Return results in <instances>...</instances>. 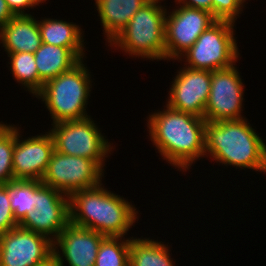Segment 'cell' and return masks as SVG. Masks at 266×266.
I'll return each mask as SVG.
<instances>
[{
  "label": "cell",
  "mask_w": 266,
  "mask_h": 266,
  "mask_svg": "<svg viewBox=\"0 0 266 266\" xmlns=\"http://www.w3.org/2000/svg\"><path fill=\"white\" fill-rule=\"evenodd\" d=\"M165 107L149 115V136L163 159L185 172L205 157L206 120Z\"/></svg>",
  "instance_id": "obj_1"
},
{
  "label": "cell",
  "mask_w": 266,
  "mask_h": 266,
  "mask_svg": "<svg viewBox=\"0 0 266 266\" xmlns=\"http://www.w3.org/2000/svg\"><path fill=\"white\" fill-rule=\"evenodd\" d=\"M100 185L69 197L70 223L104 236L124 237L138 219L135 207Z\"/></svg>",
  "instance_id": "obj_2"
},
{
  "label": "cell",
  "mask_w": 266,
  "mask_h": 266,
  "mask_svg": "<svg viewBox=\"0 0 266 266\" xmlns=\"http://www.w3.org/2000/svg\"><path fill=\"white\" fill-rule=\"evenodd\" d=\"M247 119L206 121L205 155L216 162L266 173V145Z\"/></svg>",
  "instance_id": "obj_3"
},
{
  "label": "cell",
  "mask_w": 266,
  "mask_h": 266,
  "mask_svg": "<svg viewBox=\"0 0 266 266\" xmlns=\"http://www.w3.org/2000/svg\"><path fill=\"white\" fill-rule=\"evenodd\" d=\"M160 1L149 0L108 45L150 60H165V20L168 14ZM113 44V45H112Z\"/></svg>",
  "instance_id": "obj_4"
},
{
  "label": "cell",
  "mask_w": 266,
  "mask_h": 266,
  "mask_svg": "<svg viewBox=\"0 0 266 266\" xmlns=\"http://www.w3.org/2000/svg\"><path fill=\"white\" fill-rule=\"evenodd\" d=\"M81 60L71 70L43 84L36 95L50 112L53 124L88 117L87 102L92 82L90 72Z\"/></svg>",
  "instance_id": "obj_5"
},
{
  "label": "cell",
  "mask_w": 266,
  "mask_h": 266,
  "mask_svg": "<svg viewBox=\"0 0 266 266\" xmlns=\"http://www.w3.org/2000/svg\"><path fill=\"white\" fill-rule=\"evenodd\" d=\"M234 24L228 20H217L206 29L181 56L183 60L185 57L186 67L215 71L234 65L239 57Z\"/></svg>",
  "instance_id": "obj_6"
},
{
  "label": "cell",
  "mask_w": 266,
  "mask_h": 266,
  "mask_svg": "<svg viewBox=\"0 0 266 266\" xmlns=\"http://www.w3.org/2000/svg\"><path fill=\"white\" fill-rule=\"evenodd\" d=\"M95 124L90 116L52 124L53 128L49 133L52 135L55 151L89 158L104 170L105 158L114 148Z\"/></svg>",
  "instance_id": "obj_7"
},
{
  "label": "cell",
  "mask_w": 266,
  "mask_h": 266,
  "mask_svg": "<svg viewBox=\"0 0 266 266\" xmlns=\"http://www.w3.org/2000/svg\"><path fill=\"white\" fill-rule=\"evenodd\" d=\"M103 169L93 160L53 151L41 182L70 197L102 183Z\"/></svg>",
  "instance_id": "obj_8"
},
{
  "label": "cell",
  "mask_w": 266,
  "mask_h": 266,
  "mask_svg": "<svg viewBox=\"0 0 266 266\" xmlns=\"http://www.w3.org/2000/svg\"><path fill=\"white\" fill-rule=\"evenodd\" d=\"M70 223L69 197L36 180L35 206L18 224L55 241Z\"/></svg>",
  "instance_id": "obj_9"
},
{
  "label": "cell",
  "mask_w": 266,
  "mask_h": 266,
  "mask_svg": "<svg viewBox=\"0 0 266 266\" xmlns=\"http://www.w3.org/2000/svg\"><path fill=\"white\" fill-rule=\"evenodd\" d=\"M180 6V7H179ZM165 20V60L181 56L217 19L211 12L179 4Z\"/></svg>",
  "instance_id": "obj_10"
},
{
  "label": "cell",
  "mask_w": 266,
  "mask_h": 266,
  "mask_svg": "<svg viewBox=\"0 0 266 266\" xmlns=\"http://www.w3.org/2000/svg\"><path fill=\"white\" fill-rule=\"evenodd\" d=\"M53 241L19 226L0 235V266H44L54 259Z\"/></svg>",
  "instance_id": "obj_11"
},
{
  "label": "cell",
  "mask_w": 266,
  "mask_h": 266,
  "mask_svg": "<svg viewBox=\"0 0 266 266\" xmlns=\"http://www.w3.org/2000/svg\"><path fill=\"white\" fill-rule=\"evenodd\" d=\"M244 85L236 64L211 71V88L204 119L209 122L244 119L241 115Z\"/></svg>",
  "instance_id": "obj_12"
},
{
  "label": "cell",
  "mask_w": 266,
  "mask_h": 266,
  "mask_svg": "<svg viewBox=\"0 0 266 266\" xmlns=\"http://www.w3.org/2000/svg\"><path fill=\"white\" fill-rule=\"evenodd\" d=\"M177 73L166 105L177 111L204 118L211 88V71L185 66Z\"/></svg>",
  "instance_id": "obj_13"
},
{
  "label": "cell",
  "mask_w": 266,
  "mask_h": 266,
  "mask_svg": "<svg viewBox=\"0 0 266 266\" xmlns=\"http://www.w3.org/2000/svg\"><path fill=\"white\" fill-rule=\"evenodd\" d=\"M19 129L13 150L14 180L41 181L54 149V141L49 132L20 140Z\"/></svg>",
  "instance_id": "obj_14"
},
{
  "label": "cell",
  "mask_w": 266,
  "mask_h": 266,
  "mask_svg": "<svg viewBox=\"0 0 266 266\" xmlns=\"http://www.w3.org/2000/svg\"><path fill=\"white\" fill-rule=\"evenodd\" d=\"M104 237L101 233L69 223L53 242V260L57 266H64L65 259L69 266H95Z\"/></svg>",
  "instance_id": "obj_15"
},
{
  "label": "cell",
  "mask_w": 266,
  "mask_h": 266,
  "mask_svg": "<svg viewBox=\"0 0 266 266\" xmlns=\"http://www.w3.org/2000/svg\"><path fill=\"white\" fill-rule=\"evenodd\" d=\"M0 41L8 54H34L42 44L38 21L32 15L14 16L0 28Z\"/></svg>",
  "instance_id": "obj_16"
},
{
  "label": "cell",
  "mask_w": 266,
  "mask_h": 266,
  "mask_svg": "<svg viewBox=\"0 0 266 266\" xmlns=\"http://www.w3.org/2000/svg\"><path fill=\"white\" fill-rule=\"evenodd\" d=\"M149 0H95L106 41L111 43Z\"/></svg>",
  "instance_id": "obj_17"
},
{
  "label": "cell",
  "mask_w": 266,
  "mask_h": 266,
  "mask_svg": "<svg viewBox=\"0 0 266 266\" xmlns=\"http://www.w3.org/2000/svg\"><path fill=\"white\" fill-rule=\"evenodd\" d=\"M41 40L45 44L69 48L80 60L84 57L82 29L73 22L45 18L38 20Z\"/></svg>",
  "instance_id": "obj_18"
},
{
  "label": "cell",
  "mask_w": 266,
  "mask_h": 266,
  "mask_svg": "<svg viewBox=\"0 0 266 266\" xmlns=\"http://www.w3.org/2000/svg\"><path fill=\"white\" fill-rule=\"evenodd\" d=\"M34 57L39 80L43 84L61 73L71 70L81 61L69 48L43 42L34 52Z\"/></svg>",
  "instance_id": "obj_19"
},
{
  "label": "cell",
  "mask_w": 266,
  "mask_h": 266,
  "mask_svg": "<svg viewBox=\"0 0 266 266\" xmlns=\"http://www.w3.org/2000/svg\"><path fill=\"white\" fill-rule=\"evenodd\" d=\"M169 251L163 242L131 237L129 266H174Z\"/></svg>",
  "instance_id": "obj_20"
},
{
  "label": "cell",
  "mask_w": 266,
  "mask_h": 266,
  "mask_svg": "<svg viewBox=\"0 0 266 266\" xmlns=\"http://www.w3.org/2000/svg\"><path fill=\"white\" fill-rule=\"evenodd\" d=\"M7 55L10 57L11 62L8 63L11 64L10 70L13 77L36 96L43 88V83L39 80L34 54L16 52Z\"/></svg>",
  "instance_id": "obj_21"
},
{
  "label": "cell",
  "mask_w": 266,
  "mask_h": 266,
  "mask_svg": "<svg viewBox=\"0 0 266 266\" xmlns=\"http://www.w3.org/2000/svg\"><path fill=\"white\" fill-rule=\"evenodd\" d=\"M9 187L10 206L19 224L35 206L36 180H13Z\"/></svg>",
  "instance_id": "obj_22"
},
{
  "label": "cell",
  "mask_w": 266,
  "mask_h": 266,
  "mask_svg": "<svg viewBox=\"0 0 266 266\" xmlns=\"http://www.w3.org/2000/svg\"><path fill=\"white\" fill-rule=\"evenodd\" d=\"M105 236L100 243L95 266H129L130 238Z\"/></svg>",
  "instance_id": "obj_23"
},
{
  "label": "cell",
  "mask_w": 266,
  "mask_h": 266,
  "mask_svg": "<svg viewBox=\"0 0 266 266\" xmlns=\"http://www.w3.org/2000/svg\"><path fill=\"white\" fill-rule=\"evenodd\" d=\"M16 135L15 125L0 122V185H7L14 180L12 157Z\"/></svg>",
  "instance_id": "obj_24"
},
{
  "label": "cell",
  "mask_w": 266,
  "mask_h": 266,
  "mask_svg": "<svg viewBox=\"0 0 266 266\" xmlns=\"http://www.w3.org/2000/svg\"><path fill=\"white\" fill-rule=\"evenodd\" d=\"M246 0H212V14L217 20H228L235 23Z\"/></svg>",
  "instance_id": "obj_25"
},
{
  "label": "cell",
  "mask_w": 266,
  "mask_h": 266,
  "mask_svg": "<svg viewBox=\"0 0 266 266\" xmlns=\"http://www.w3.org/2000/svg\"><path fill=\"white\" fill-rule=\"evenodd\" d=\"M17 226L10 206L9 187L0 185V235Z\"/></svg>",
  "instance_id": "obj_26"
},
{
  "label": "cell",
  "mask_w": 266,
  "mask_h": 266,
  "mask_svg": "<svg viewBox=\"0 0 266 266\" xmlns=\"http://www.w3.org/2000/svg\"><path fill=\"white\" fill-rule=\"evenodd\" d=\"M6 2L15 16L31 15L26 13L24 9L36 7V4L32 0H6Z\"/></svg>",
  "instance_id": "obj_27"
},
{
  "label": "cell",
  "mask_w": 266,
  "mask_h": 266,
  "mask_svg": "<svg viewBox=\"0 0 266 266\" xmlns=\"http://www.w3.org/2000/svg\"><path fill=\"white\" fill-rule=\"evenodd\" d=\"M175 2L189 8L205 10L212 13V0H175Z\"/></svg>",
  "instance_id": "obj_28"
},
{
  "label": "cell",
  "mask_w": 266,
  "mask_h": 266,
  "mask_svg": "<svg viewBox=\"0 0 266 266\" xmlns=\"http://www.w3.org/2000/svg\"><path fill=\"white\" fill-rule=\"evenodd\" d=\"M15 15L7 5L6 0H0V28L3 27Z\"/></svg>",
  "instance_id": "obj_29"
},
{
  "label": "cell",
  "mask_w": 266,
  "mask_h": 266,
  "mask_svg": "<svg viewBox=\"0 0 266 266\" xmlns=\"http://www.w3.org/2000/svg\"><path fill=\"white\" fill-rule=\"evenodd\" d=\"M36 5H39L40 3L42 4L46 0H32Z\"/></svg>",
  "instance_id": "obj_30"
},
{
  "label": "cell",
  "mask_w": 266,
  "mask_h": 266,
  "mask_svg": "<svg viewBox=\"0 0 266 266\" xmlns=\"http://www.w3.org/2000/svg\"><path fill=\"white\" fill-rule=\"evenodd\" d=\"M44 266H57V265H56L55 261L53 260L51 263L46 264Z\"/></svg>",
  "instance_id": "obj_31"
}]
</instances>
